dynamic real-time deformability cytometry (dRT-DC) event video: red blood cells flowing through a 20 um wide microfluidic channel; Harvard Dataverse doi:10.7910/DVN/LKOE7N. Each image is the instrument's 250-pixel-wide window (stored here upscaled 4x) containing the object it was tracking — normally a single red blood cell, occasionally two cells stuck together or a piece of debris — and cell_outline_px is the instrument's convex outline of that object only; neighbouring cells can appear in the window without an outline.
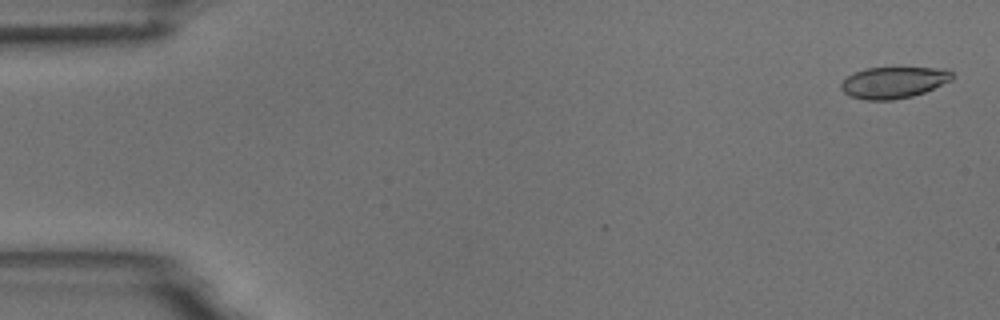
{"species": "common noctule bat (a hibernating species)", "species_latin": "Nyctalus noctula", "temperature_condition": "room temperature", "stored_images_in_passage": 5, "camera_frame_rate_fps": 3000, "um_per_image_px": 0.085, "animal": {"sex": "male", "body_mass_g": 18.8}, "frame": {"image": 1, "passage_image": 1, "time_ms": 0.0, "image_size_px": [1000, 320], "cell_outline_px": [[952, 80], [924, 92], [912, 96], [892, 100], [864, 100], [852, 96], [844, 92], [840, 88], [840, 84], [848, 76], [864, 68], [948, 68], [952, 72]], "centroid_in_image_um": [75.96, 7.01], "position_along_channel_um": 9.0, "area_um2": 20.23}}
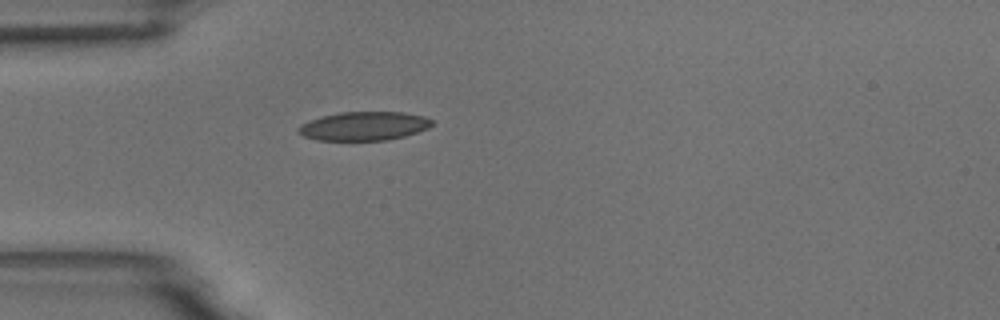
{"frame": {"image": 2, "passage_image": 5, "time_ms": 4.667, "image_size_px": [1000, 320], "cell_outline_px": [[432, 124], [428, 128], [404, 136], [388, 140], [316, 140], [304, 136], [296, 132], [296, 128], [300, 124], [324, 116], [340, 112], [404, 112], [424, 116], [432, 120]], "centroid_in_image_um": [30.92, 10.72], "position_along_channel_um": 54.1, "area_um2": 22.31}}